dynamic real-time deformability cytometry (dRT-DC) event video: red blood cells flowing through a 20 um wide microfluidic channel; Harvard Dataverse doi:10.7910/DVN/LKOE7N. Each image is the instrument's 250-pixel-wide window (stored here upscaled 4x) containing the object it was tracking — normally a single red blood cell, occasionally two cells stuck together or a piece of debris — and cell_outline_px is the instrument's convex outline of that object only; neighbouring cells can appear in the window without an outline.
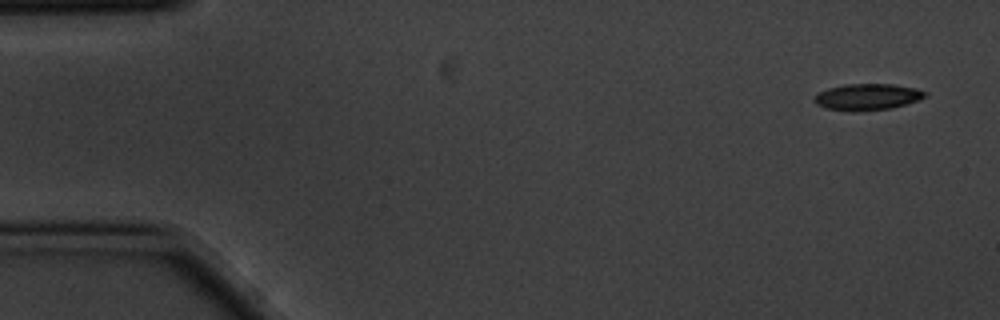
{"species": "common noctule bat (a hibernating species)", "species_latin": "Nyctalus noctula", "temperature_condition": "cold", "stored_images_in_passage": 4, "camera_frame_rate_fps": 3000, "um_per_image_px": 0.085, "animal": {"sex": "male", "body_mass_g": 20.1, "forearm_length_mm": 53.5}, "frame": {"image": 1, "passage_image": 1, "time_ms": 0.0, "image_size_px": [1000, 320], "cell_outline_px": [[928, 96], [892, 108], [856, 112], [848, 112], [828, 108], [816, 104], [812, 100], [816, 92], [828, 88], [844, 84], [892, 84], [916, 88], [928, 92]], "centroid_in_image_um": [73.68, 8.24], "position_along_channel_um": 11.3, "area_um2": 17.28}}